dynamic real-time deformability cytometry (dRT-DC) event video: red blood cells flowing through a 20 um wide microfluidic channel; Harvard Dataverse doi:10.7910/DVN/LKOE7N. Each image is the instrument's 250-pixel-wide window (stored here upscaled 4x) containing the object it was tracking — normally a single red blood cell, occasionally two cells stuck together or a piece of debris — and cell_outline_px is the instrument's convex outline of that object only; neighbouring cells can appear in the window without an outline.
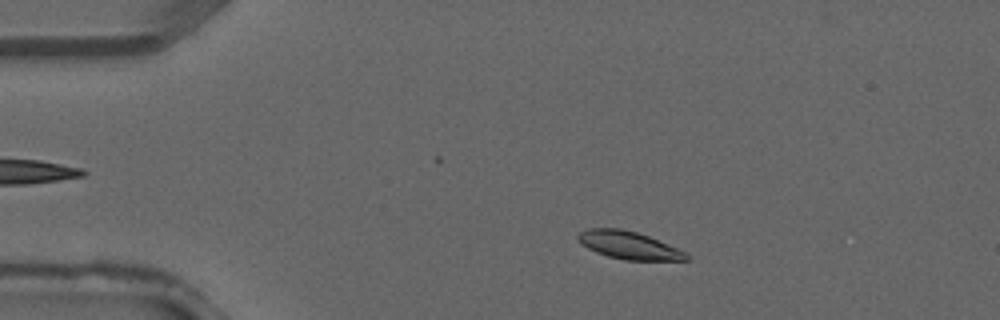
{"species": "common noctule bat (a hibernating species)", "species_latin": "Nyctalus noctula", "temperature_condition": "warm", "stored_images_in_passage": 32, "camera_frame_rate_fps": 3000, "um_per_image_px": 0.085, "animal": {"sex": "male", "forearm_length_mm": 52.5}, "frame": {"image": 1, "passage_image": 5, "time_ms": 1.333, "image_size_px": [1000, 320], "cell_outline_px": [[692, 256], [688, 260], [624, 260], [608, 256], [596, 252], [580, 244], [576, 236], [580, 232], [588, 228], [620, 228], [636, 232], [648, 236], [688, 252]], "centroid_in_image_um": [53.47, 20.85], "position_along_channel_um": 31.5, "area_um2": 17.63}}
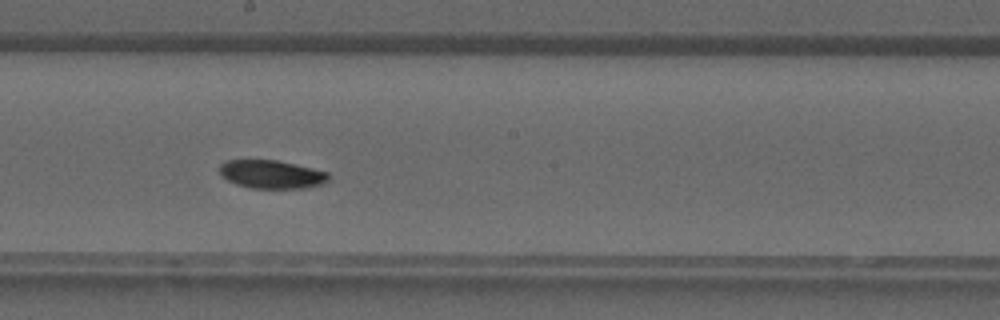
{"frame": {"image": 2, "passage_image": 19, "time_ms": 6.0, "image_size_px": [1000, 320], "cell_outline_px": [[328, 180], [324, 184], [300, 188], [252, 188], [236, 184], [220, 176], [220, 164], [224, 160], [276, 160], [312, 168], [328, 172]], "centroid_in_image_um": [23.05, 14.81], "position_along_channel_um": 225.1, "area_um2": 17.92}}
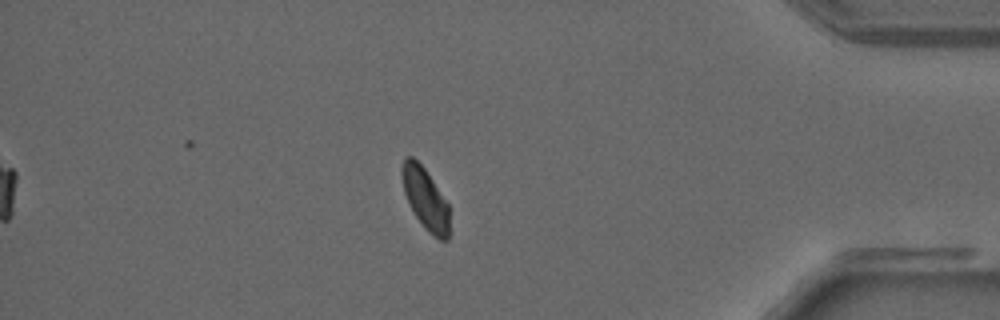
{"frame": {"image": 3, "passage_image": 31, "time_ms": 10.0, "image_size_px": [1000, 320], "cell_outline_px": [[448, 240], [440, 240], [428, 232], [424, 228], [416, 216], [404, 192], [400, 172], [400, 168], [404, 156], [412, 156], [424, 168], [448, 204]], "centroid_in_image_um": [36.12, 16.86], "position_along_channel_um": 399.1, "area_um2": 16.76}}